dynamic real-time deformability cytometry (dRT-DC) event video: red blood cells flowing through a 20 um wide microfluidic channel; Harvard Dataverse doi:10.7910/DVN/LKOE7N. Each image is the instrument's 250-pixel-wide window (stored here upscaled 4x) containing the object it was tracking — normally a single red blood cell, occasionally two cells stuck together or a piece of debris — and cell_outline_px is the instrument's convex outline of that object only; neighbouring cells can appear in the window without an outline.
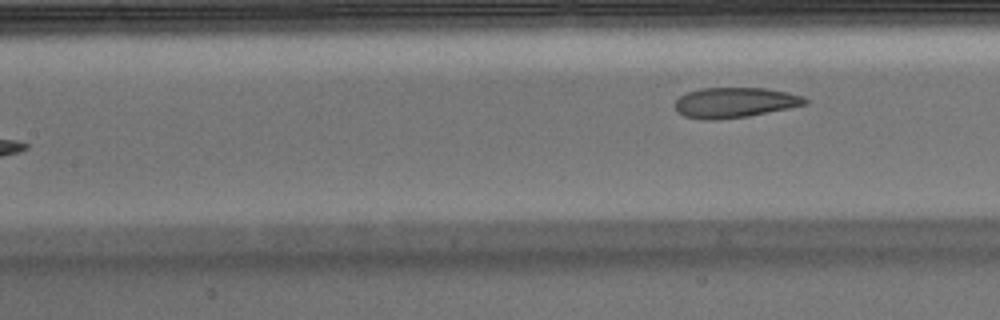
{"species": "Egyptian fruit bat (a non-hibernating species)", "species_latin": "Rousettus aegyptiacus", "temperature_condition": "warm", "stored_images_in_passage": 7, "camera_frame_rate_fps": 3000, "um_per_image_px": 0.085, "animal": {"sex": "male"}, "frame": {"image": 1, "passage_image": 7, "time_ms": 2.0, "image_size_px": [1000, 320], "cell_outline_px": [[812, 100], [808, 104], [748, 116], [716, 120], [704, 120], [684, 116], [676, 112], [672, 104], [680, 96], [688, 92], [700, 88], [764, 88], [788, 92], [804, 96]], "centroid_in_image_um": [62.45, 8.72], "position_along_channel_um": 145.0, "area_um2": 23.24}}